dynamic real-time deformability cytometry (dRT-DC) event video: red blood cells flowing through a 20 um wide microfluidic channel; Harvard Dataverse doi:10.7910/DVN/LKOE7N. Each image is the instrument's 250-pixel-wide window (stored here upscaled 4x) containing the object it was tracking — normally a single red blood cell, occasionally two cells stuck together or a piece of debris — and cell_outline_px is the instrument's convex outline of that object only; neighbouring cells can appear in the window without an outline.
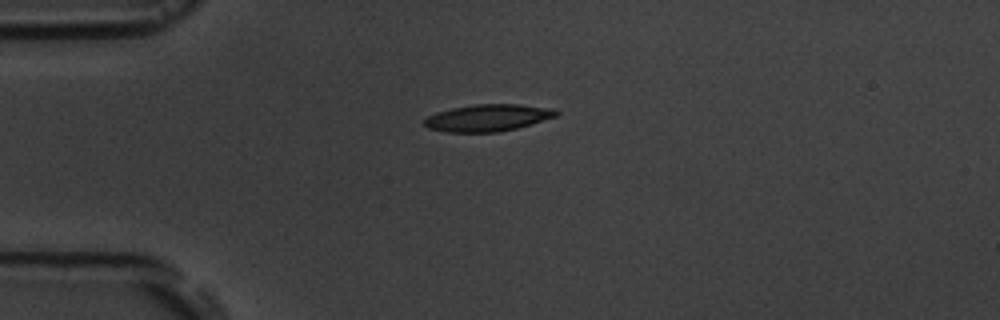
{"species": "common noctule bat (a hibernating species)", "species_latin": "Nyctalus noctula", "temperature_condition": "room temperature", "stored_images_in_passage": 6, "camera_frame_rate_fps": 3000, "um_per_image_px": 0.085, "animal": {"sex": "male", "body_mass_g": 19.5, "forearm_length_mm": 54.6}, "frame": {"image": 1, "passage_image": 1, "time_ms": 0.0, "image_size_px": [1000, 320], "cell_outline_px": [[560, 112], [556, 116], [532, 124], [500, 132], [448, 132], [428, 128], [424, 124], [424, 120], [428, 116], [436, 112], [452, 108], [476, 104], [520, 104], [556, 108]], "centroid_in_image_um": [41.51, 10.0], "position_along_channel_um": 43.5, "area_um2": 20.81}}
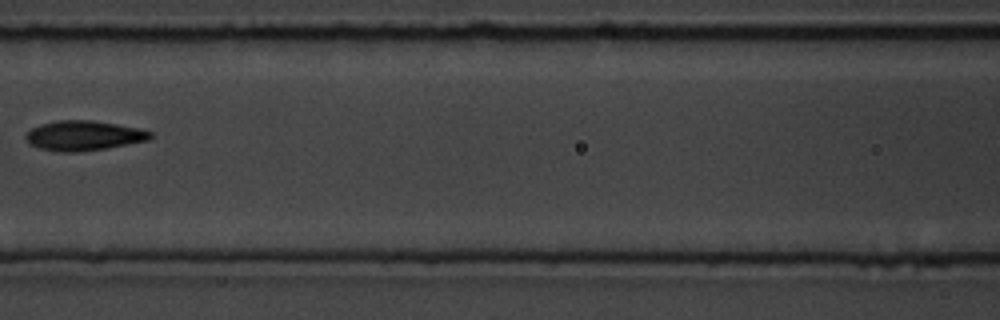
{"frame": {"image": 2, "passage_image": 4, "time_ms": 3.667, "image_size_px": [1000, 320], "cell_outline_px": [[152, 136], [148, 140], [108, 148], [76, 152], [60, 152], [40, 148], [28, 144], [24, 136], [32, 128], [40, 124], [60, 120], [92, 120], [140, 128], [152, 132]], "centroid_in_image_um": [7.1, 11.53], "position_along_channel_um": 159.5, "area_um2": 21.68}}
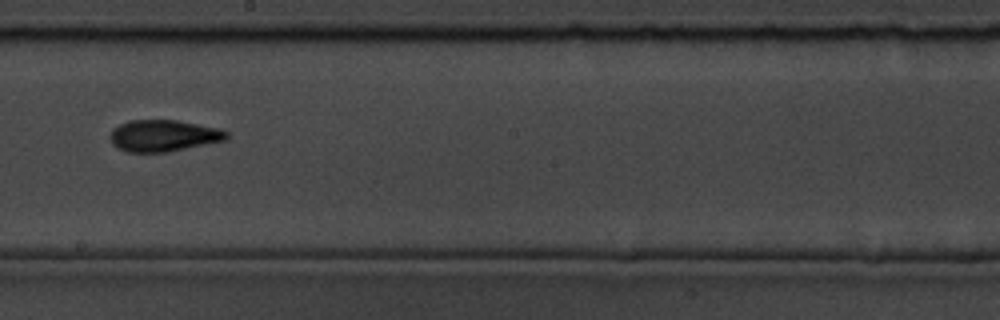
{"frame": {"image": 3, "passage_image": 6, "time_ms": 5.667, "image_size_px": [1000, 320], "cell_outline_px": [[228, 140], [168, 152], [128, 152], [116, 148], [112, 144], [108, 136], [112, 128], [128, 120], [176, 120], [220, 128], [228, 132]], "centroid_in_image_um": [13.88, 11.53], "position_along_channel_um": 234.3, "area_um2": 21.79}}